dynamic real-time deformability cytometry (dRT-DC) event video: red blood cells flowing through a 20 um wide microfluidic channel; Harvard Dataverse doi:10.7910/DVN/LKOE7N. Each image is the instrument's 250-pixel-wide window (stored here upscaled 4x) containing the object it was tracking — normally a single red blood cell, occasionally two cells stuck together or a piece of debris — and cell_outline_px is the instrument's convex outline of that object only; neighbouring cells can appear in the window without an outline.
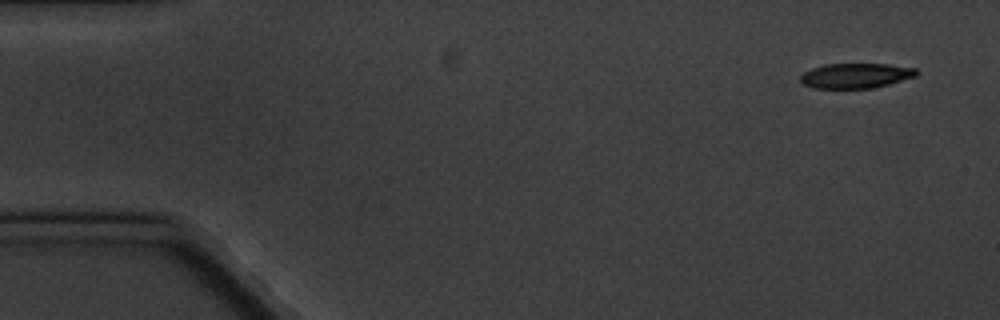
{"species": "common noctule bat (a hibernating species)", "species_latin": "Nyctalus noctula", "temperature_condition": "cold", "stored_images_in_passage": 4, "camera_frame_rate_fps": 3000, "um_per_image_px": 0.085, "animal": {"sex": "male", "body_mass_g": 20.1, "forearm_length_mm": 53.5}, "frame": {"image": 1, "passage_image": 1, "time_ms": 0.0, "image_size_px": [1000, 320], "cell_outline_px": [[920, 72], [916, 76], [888, 84], [868, 88], [812, 88], [804, 84], [800, 80], [800, 76], [804, 72], [812, 68], [824, 64], [888, 64], [916, 68]], "centroid_in_image_um": [72.74, 6.42], "position_along_channel_um": 12.3, "area_um2": 16.82}}